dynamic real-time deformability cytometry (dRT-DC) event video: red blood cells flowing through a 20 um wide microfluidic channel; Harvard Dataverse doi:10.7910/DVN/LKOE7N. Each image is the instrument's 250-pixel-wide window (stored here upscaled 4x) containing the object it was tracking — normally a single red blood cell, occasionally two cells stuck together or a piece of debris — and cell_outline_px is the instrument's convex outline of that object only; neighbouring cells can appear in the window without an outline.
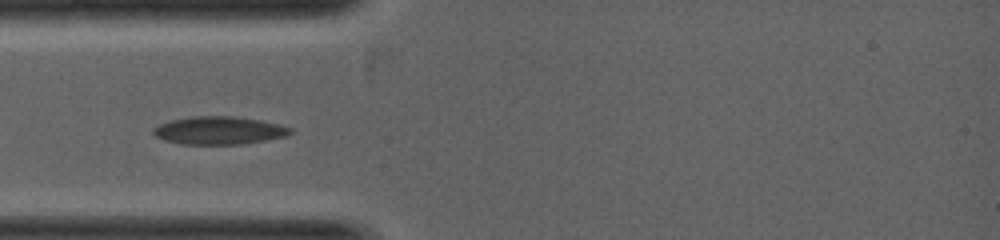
{"species": "common noctule bat (a hibernating species)", "species_latin": "Nyctalus noctula", "temperature_condition": "warm", "stored_images_in_passage": 8, "camera_frame_rate_fps": 5000, "um_per_image_px": 0.085, "animal": {"sex": "female", "body_mass_g": 19.0, "forearm_length_mm": 53.3}, "frame": {"image": 1, "passage_image": 2, "time_ms": 0.4, "image_size_px": [1000, 240], "cell_outline_px": [[292, 132], [284, 136], [268, 140], [240, 144], [180, 144], [164, 140], [156, 136], [152, 132], [152, 128], [160, 124], [172, 120], [192, 116], [236, 116], [260, 120], [292, 128]], "centroid_in_image_um": [18.59, 11.09], "position_along_channel_um": 66.4, "area_um2": 22.2}}
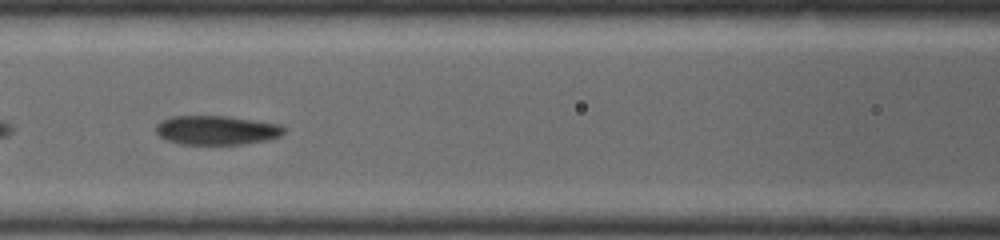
{"frame": {"image": 2, "passage_image": 6, "time_ms": 1.4, "image_size_px": [1000, 240], "cell_outline_px": [[288, 128], [280, 136], [268, 140], [240, 144], [180, 144], [168, 140], [160, 136], [156, 132], [156, 124], [160, 120], [172, 116], [228, 116], [280, 124]], "centroid_in_image_um": [18.43, 11.06], "position_along_channel_um": 148.2, "area_um2": 21.85}}
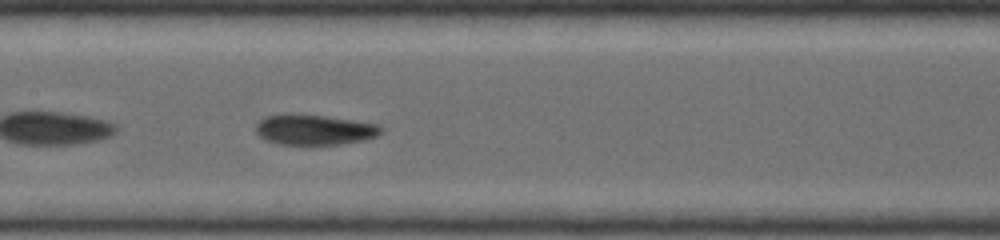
{"frame": {"image": 3, "passage_image": 8, "time_ms": 1.8, "image_size_px": [1000, 240], "cell_outline_px": [[384, 128], [376, 136], [368, 140], [340, 144], [280, 144], [268, 140], [260, 136], [256, 132], [256, 124], [264, 116], [288, 112], [292, 112], [324, 116], [380, 124]], "centroid_in_image_um": [26.72, 11.0], "position_along_channel_um": 180.7, "area_um2": 22.43}}